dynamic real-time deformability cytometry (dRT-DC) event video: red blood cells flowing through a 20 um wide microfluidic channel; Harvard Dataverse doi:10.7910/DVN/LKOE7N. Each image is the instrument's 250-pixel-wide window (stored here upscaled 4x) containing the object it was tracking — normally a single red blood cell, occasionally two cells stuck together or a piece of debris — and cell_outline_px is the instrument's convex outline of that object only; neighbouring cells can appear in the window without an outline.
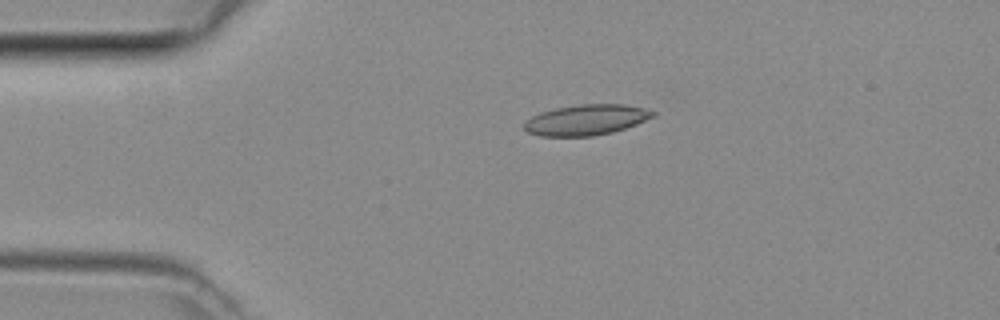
{"species": "common noctule bat (a hibernating species)", "species_latin": "Nyctalus noctula", "temperature_condition": "room temperature", "stored_images_in_passage": 4, "camera_frame_rate_fps": 3000, "um_per_image_px": 0.085, "animal": {"sex": "female", "body_mass_g": 29.2, "forearm_length_mm": 56.3}, "frame": {"image": 1, "passage_image": 3, "time_ms": 0.667, "image_size_px": [1000, 320], "cell_outline_px": [[656, 116], [636, 124], [612, 132], [592, 136], [540, 136], [528, 132], [524, 128], [524, 124], [532, 116], [540, 112], [556, 108], [580, 104], [624, 104], [644, 108], [656, 112]], "centroid_in_image_um": [49.84, 10.18], "position_along_channel_um": 35.2, "area_um2": 22.83}}